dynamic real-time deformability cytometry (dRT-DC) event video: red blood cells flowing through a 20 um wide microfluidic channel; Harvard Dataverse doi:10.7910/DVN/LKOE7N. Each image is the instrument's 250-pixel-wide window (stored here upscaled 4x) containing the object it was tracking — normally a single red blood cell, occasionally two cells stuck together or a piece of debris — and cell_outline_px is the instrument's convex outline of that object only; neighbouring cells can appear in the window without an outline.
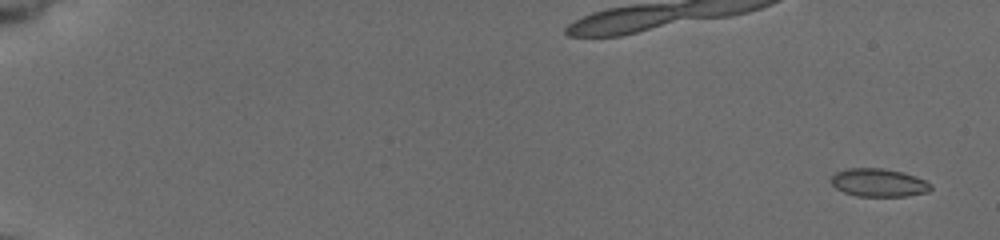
{"species": "common noctule bat (a hibernating species)", "species_latin": "Nyctalus noctula", "temperature_condition": "cold", "stored_images_in_passage": 37, "camera_frame_rate_fps": 3000, "um_per_image_px": 0.085, "animal": {"sex": "female", "body_mass_g": 19.5, "forearm_length_mm": 54.1}, "frame": {"image": 1, "passage_image": 1, "time_ms": 0.0, "image_size_px": [1000, 240], "cell_outline_px": [[932, 188], [928, 192], [904, 196], [856, 196], [844, 192], [836, 188], [832, 184], [832, 176], [836, 172], [848, 168], [880, 168], [900, 172], [924, 180], [932, 184]], "centroid_in_image_um": [74.67, 15.53], "position_along_channel_um": 10.3, "area_um2": 16.07}}
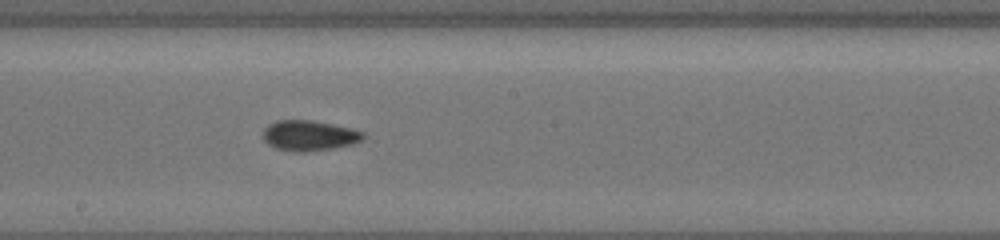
{"frame": {"image": 2, "passage_image": 16, "time_ms": 10.667, "image_size_px": [1000, 240], "cell_outline_px": [[364, 136], [360, 140], [352, 144], [332, 148], [304, 152], [296, 152], [276, 148], [268, 144], [264, 140], [264, 128], [268, 124], [276, 120], [312, 120], [352, 128], [364, 132]], "centroid_in_image_um": [26.26, 11.51], "position_along_channel_um": 221.9, "area_um2": 17.63}}
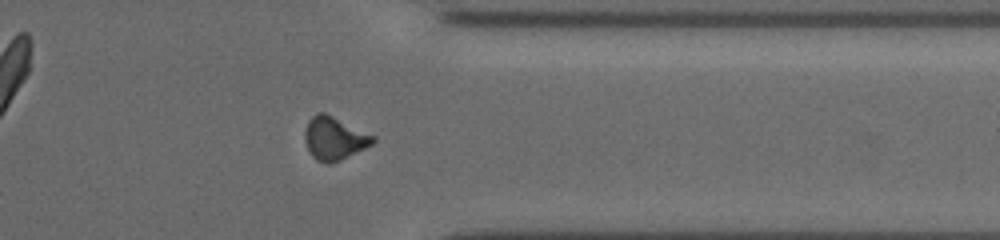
{"frame": {"image": 3, "passage_image": 29, "time_ms": 15.0, "image_size_px": [1000, 240], "cell_outline_px": [[376, 140], [372, 144], [332, 164], [328, 164], [316, 160], [312, 156], [304, 140], [304, 132], [308, 120], [316, 112], [324, 112], [376, 136]], "centroid_in_image_um": [28.4, 11.75], "position_along_channel_um": 383.0, "area_um2": 17.11}, "authors_computed_cell_mechanics": {"area_um2": 16.6464, "velocity_mm_per_s": 3.7617, "shape_relaxation_time_tau1_ms": 5.8538, "shape_relaxation_time_tau2_ms": 4.7913, "deformation_change_tau1": 0.0945, "deformation_change_tau2": 0.0943}}